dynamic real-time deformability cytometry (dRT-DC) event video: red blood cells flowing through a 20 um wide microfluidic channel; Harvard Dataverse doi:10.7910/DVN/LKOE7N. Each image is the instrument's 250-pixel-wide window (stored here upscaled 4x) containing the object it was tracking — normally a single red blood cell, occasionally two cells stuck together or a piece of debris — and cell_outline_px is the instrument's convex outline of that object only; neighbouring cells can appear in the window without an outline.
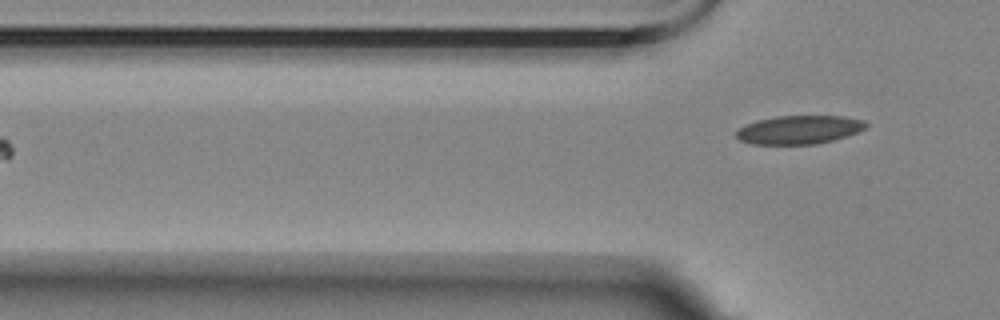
{"species": "Egyptian fruit bat (a non-hibernating species)", "species_latin": "Rousettus aegyptiacus", "temperature_condition": "room temperature", "stored_images_in_passage": 2, "camera_frame_rate_fps": 3000, "um_per_image_px": 0.085, "animal": {"sex": "female"}, "frame": {"image": 1, "passage_image": 2, "time_ms": 1.333, "image_size_px": [1000, 320], "cell_outline_px": [[868, 124], [864, 128], [856, 132], [832, 140], [816, 144], [752, 144], [740, 140], [736, 136], [736, 132], [744, 124], [756, 120], [776, 116], [844, 116], [864, 120]], "centroid_in_image_um": [67.89, 11.02], "position_along_channel_um": 57.9, "area_um2": 21.44}}